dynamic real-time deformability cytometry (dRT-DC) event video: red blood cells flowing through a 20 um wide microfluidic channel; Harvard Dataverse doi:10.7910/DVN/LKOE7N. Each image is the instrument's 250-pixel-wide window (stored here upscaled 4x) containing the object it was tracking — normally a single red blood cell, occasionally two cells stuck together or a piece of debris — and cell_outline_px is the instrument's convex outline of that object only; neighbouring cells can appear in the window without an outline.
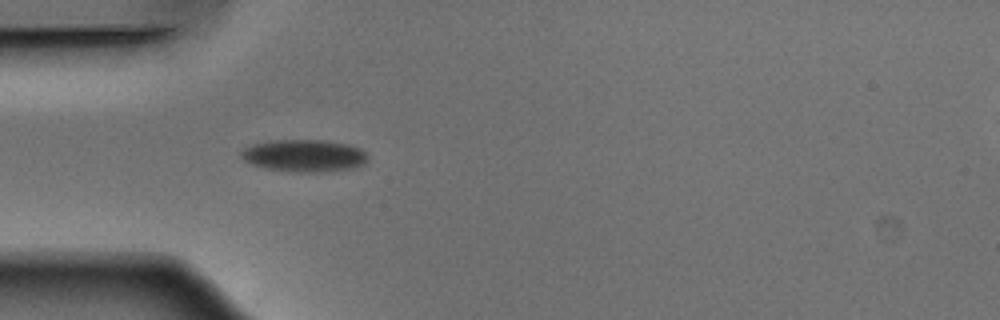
{"species": "Egyptian fruit bat (a non-hibernating species)", "species_latin": "Rousettus aegyptiacus", "temperature_condition": "warm", "stored_images_in_passage": 37, "camera_frame_rate_fps": 3000, "um_per_image_px": 0.085, "animal": {"sex": "male"}, "frame": {"image": 1, "passage_image": 1, "time_ms": 0.0, "image_size_px": [1000, 320], "cell_outline_px": [[368, 156], [364, 164], [352, 168], [324, 172], [296, 172], [268, 168], [252, 164], [244, 160], [240, 156], [240, 152], [244, 148], [252, 144], [272, 140], [324, 140], [348, 144], [360, 148]], "centroid_in_image_um": [25.85, 13.22], "position_along_channel_um": 59.1, "area_um2": 23.76}}
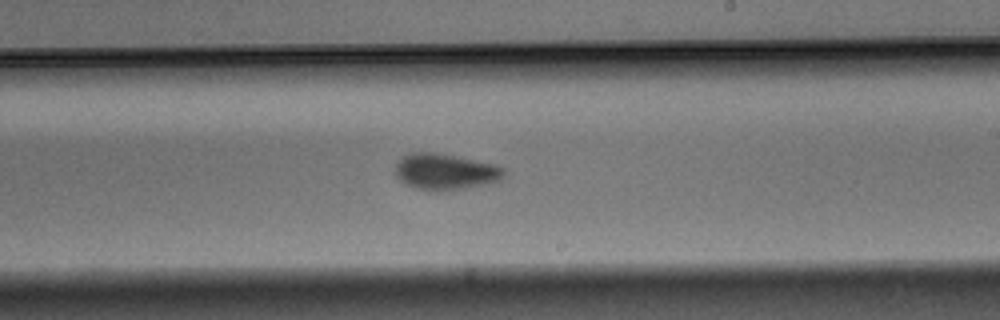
{"frame": {"image": 2, "passage_image": 16, "time_ms": 5.0, "image_size_px": [1000, 320], "cell_outline_px": [[504, 176], [500, 180], [488, 184], [464, 188], [436, 192], [416, 188], [404, 184], [396, 176], [396, 164], [404, 156], [412, 152], [436, 152], [496, 164], [504, 168]], "centroid_in_image_um": [37.86, 14.6], "position_along_channel_um": 251.1, "area_um2": 23.0}}
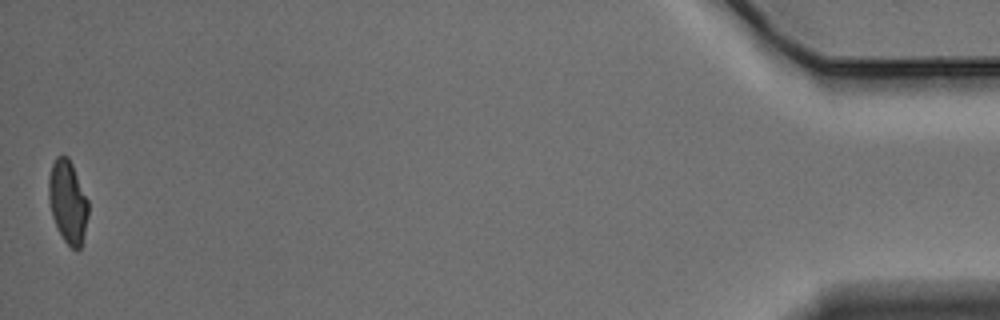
{"frame": {"image": 3, "passage_image": 37, "time_ms": 12.0, "image_size_px": [1000, 320], "cell_outline_px": [[88, 216], [80, 248], [76, 252], [64, 240], [56, 228], [52, 216], [48, 200], [48, 176], [52, 164], [56, 156], [68, 156], [72, 164], [88, 200]], "centroid_in_image_um": [5.74, 17.15], "position_along_channel_um": 429.5, "area_um2": 19.19}, "authors_computed_cell_mechanics": {"area_um2": 21.386, "velocity_mm_per_s": 3.8858, "shape_relaxation_time_tau1_ms": 2.9968, "shape_relaxation_time_tau2_ms": 2.8128, "deformation_change_tau1": 0.1208, "deformation_change_tau2": 0.0732}}